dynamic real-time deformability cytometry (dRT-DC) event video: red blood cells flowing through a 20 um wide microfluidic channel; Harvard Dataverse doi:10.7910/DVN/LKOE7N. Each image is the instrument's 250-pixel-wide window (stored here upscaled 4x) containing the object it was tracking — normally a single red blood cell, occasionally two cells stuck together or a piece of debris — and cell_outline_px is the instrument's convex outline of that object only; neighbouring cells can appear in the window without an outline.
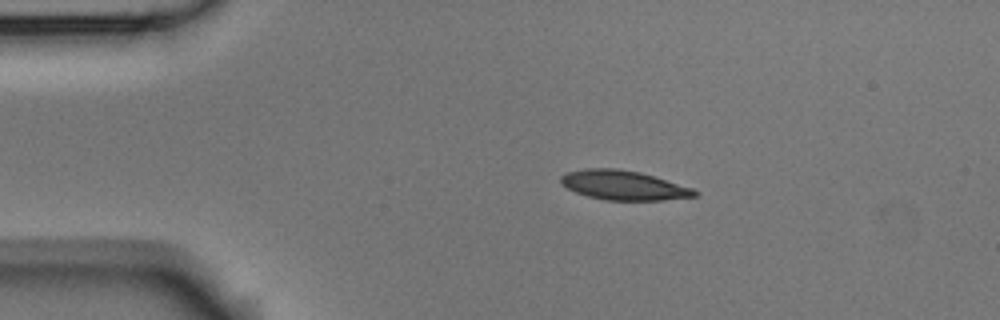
{"species": "Egyptian fruit bat (a non-hibernating species)", "species_latin": "Rousettus aegyptiacus", "temperature_condition": "room temperature", "stored_images_in_passage": 3, "camera_frame_rate_fps": 3000, "um_per_image_px": 0.085, "animal": {"sex": "male"}, "frame": {"image": 1, "passage_image": 1, "time_ms": 0.0, "image_size_px": [1000, 320], "cell_outline_px": [[700, 192], [696, 196], [664, 200], [604, 200], [588, 196], [576, 192], [560, 184], [560, 176], [564, 172], [584, 168], [620, 168], [640, 172], [692, 188]], "centroid_in_image_um": [52.96, 15.73], "position_along_channel_um": 32.0, "area_um2": 23.06}}
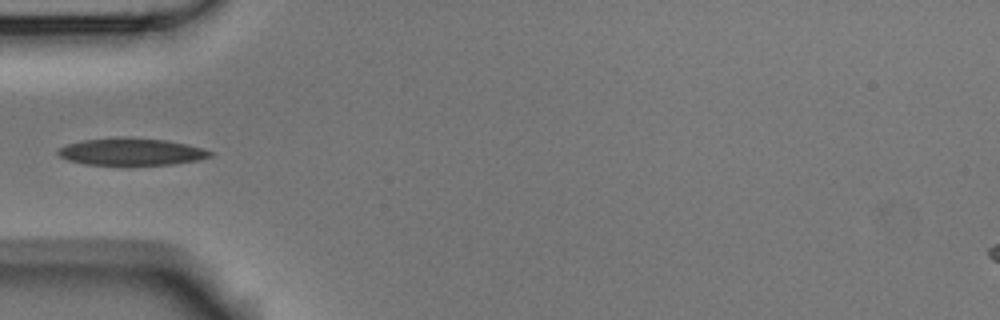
{"frame": {"image": 2, "passage_image": 3, "time_ms": 0.667, "image_size_px": [1000, 320], "cell_outline_px": [[212, 156], [200, 160], [176, 164], [84, 164], [68, 160], [60, 156], [56, 152], [60, 148], [68, 144], [84, 140], [116, 136], [124, 136], [168, 140], [188, 144], [212, 152]], "centroid_in_image_um": [11.18, 12.88], "position_along_channel_um": 73.8, "area_um2": 24.1}}